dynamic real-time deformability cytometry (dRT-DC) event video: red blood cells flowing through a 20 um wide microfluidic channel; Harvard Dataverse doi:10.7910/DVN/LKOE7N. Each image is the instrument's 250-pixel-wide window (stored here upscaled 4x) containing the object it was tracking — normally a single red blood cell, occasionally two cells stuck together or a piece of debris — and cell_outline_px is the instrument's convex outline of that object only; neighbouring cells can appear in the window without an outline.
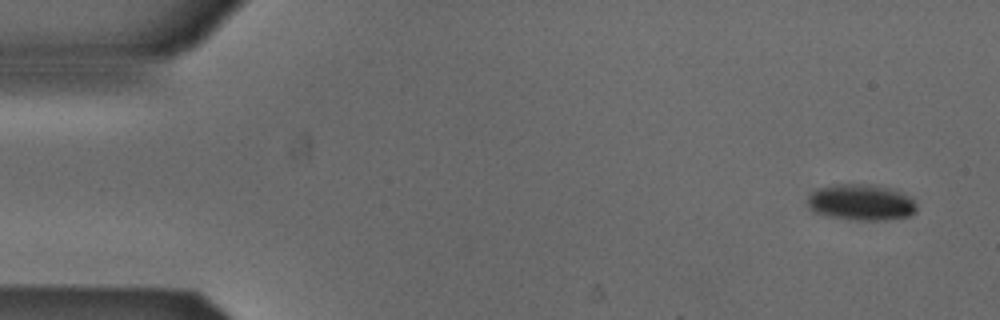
{"species": "Egyptian fruit bat (a non-hibernating species)", "species_latin": "Rousettus aegyptiacus", "temperature_condition": "cold", "stored_images_in_passage": 4, "camera_frame_rate_fps": 3000, "um_per_image_px": 0.085, "animal": {"sex": "male"}, "frame": {"image": 1, "passage_image": 1, "time_ms": 0.0, "image_size_px": [1000, 320], "cell_outline_px": [[916, 212], [908, 216], [888, 220], [852, 220], [832, 216], [816, 212], [808, 204], [808, 196], [812, 192], [820, 188], [836, 184], [856, 184], [884, 188], [908, 196], [916, 204]], "centroid_in_image_um": [73.19, 17.22], "position_along_channel_um": 11.8, "area_um2": 22.2}}
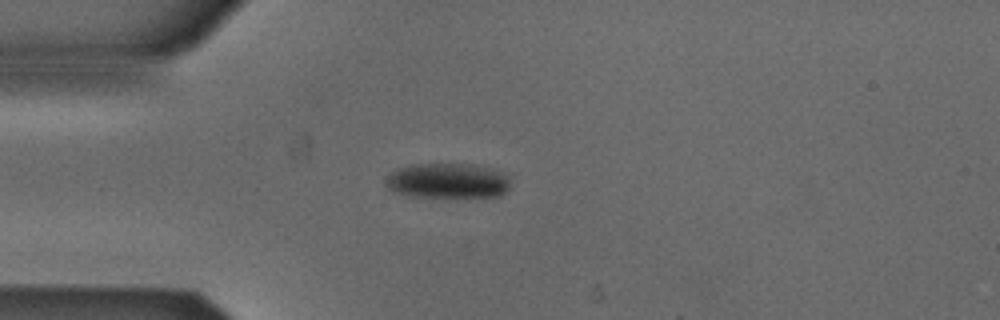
{"frame": {"image": 2, "passage_image": 4, "time_ms": 1.0, "image_size_px": [1000, 320], "cell_outline_px": [[508, 188], [500, 196], [408, 196], [396, 192], [388, 188], [384, 184], [384, 180], [396, 168], [408, 164], [472, 164], [492, 168], [508, 176]], "centroid_in_image_um": [38.0, 15.34], "position_along_channel_um": 47.0, "area_um2": 25.37}}